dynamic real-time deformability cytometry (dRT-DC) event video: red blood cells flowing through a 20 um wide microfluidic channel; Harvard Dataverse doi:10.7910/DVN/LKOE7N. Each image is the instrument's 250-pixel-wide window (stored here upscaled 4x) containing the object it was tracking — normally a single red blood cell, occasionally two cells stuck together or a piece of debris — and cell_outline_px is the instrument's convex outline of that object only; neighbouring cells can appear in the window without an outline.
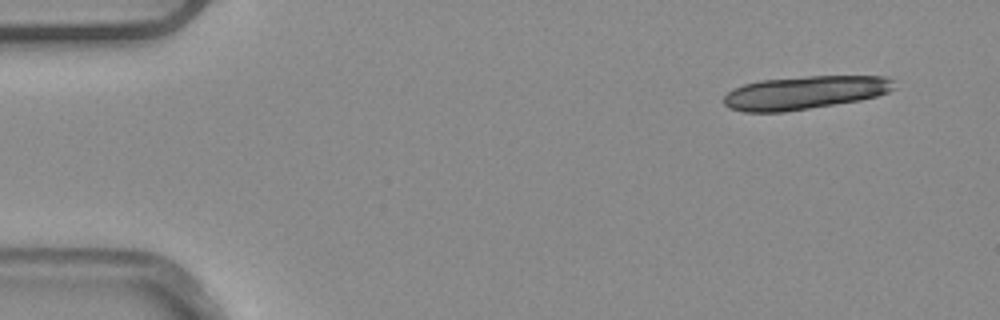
{"species": "common noctule bat (a hibernating species)", "species_latin": "Nyctalus noctula", "temperature_condition": "warm", "stored_images_in_passage": 6, "camera_frame_rate_fps": 3000, "um_per_image_px": 0.085, "animal": {"sex": "male", "body_mass_g": 20.4}, "frame": {"image": 1, "passage_image": 1, "time_ms": 0.0, "image_size_px": [1000, 320], "cell_outline_px": [[896, 88], [888, 92], [876, 96], [860, 100], [784, 112], [744, 112], [728, 108], [724, 104], [724, 96], [728, 92], [744, 84], [760, 80], [808, 76], [888, 76], [892, 80]], "centroid_in_image_um": [68.41, 7.87], "position_along_channel_um": 16.6, "area_um2": 33.0}}
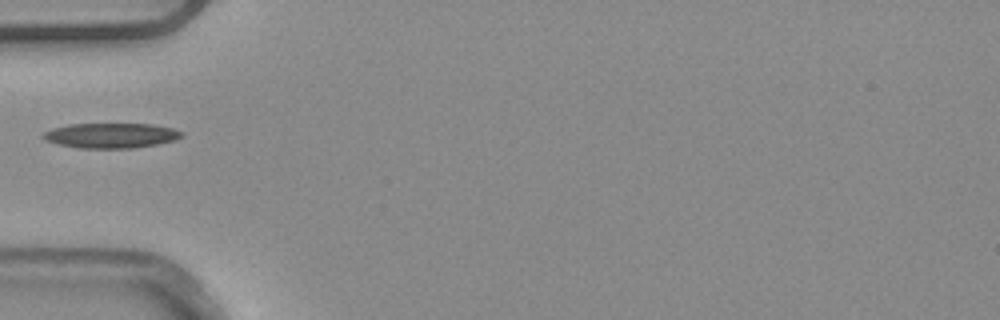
{"frame": {"image": 2, "passage_image": 5, "time_ms": 1.333, "image_size_px": [1000, 320], "cell_outline_px": [[184, 136], [176, 140], [156, 144], [132, 148], [80, 148], [60, 144], [44, 140], [40, 136], [44, 132], [52, 128], [68, 124], [152, 124], [172, 128], [184, 132]], "centroid_in_image_um": [9.44, 11.51], "position_along_channel_um": 75.6, "area_um2": 20.23}}
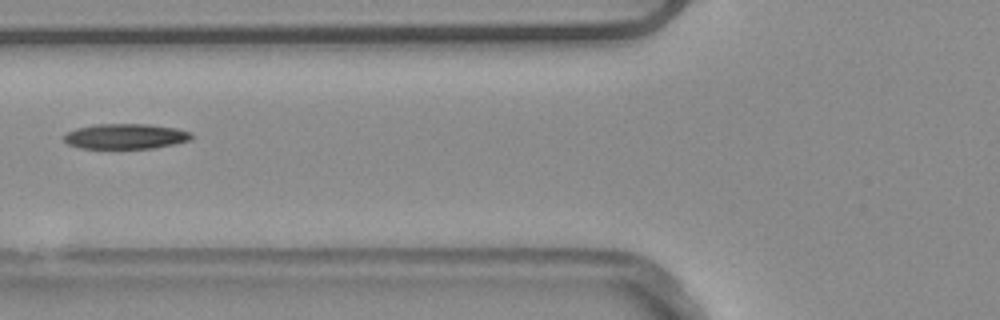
{"frame": {"image": 3, "passage_image": 6, "time_ms": 1.667, "image_size_px": [1000, 320], "cell_outline_px": [[192, 136], [188, 140], [172, 144], [152, 148], [80, 148], [68, 144], [64, 140], [64, 136], [68, 132], [76, 128], [96, 124], [148, 124], [176, 128], [192, 132]], "centroid_in_image_um": [10.65, 11.58], "position_along_channel_um": 115.1, "area_um2": 18.55}}